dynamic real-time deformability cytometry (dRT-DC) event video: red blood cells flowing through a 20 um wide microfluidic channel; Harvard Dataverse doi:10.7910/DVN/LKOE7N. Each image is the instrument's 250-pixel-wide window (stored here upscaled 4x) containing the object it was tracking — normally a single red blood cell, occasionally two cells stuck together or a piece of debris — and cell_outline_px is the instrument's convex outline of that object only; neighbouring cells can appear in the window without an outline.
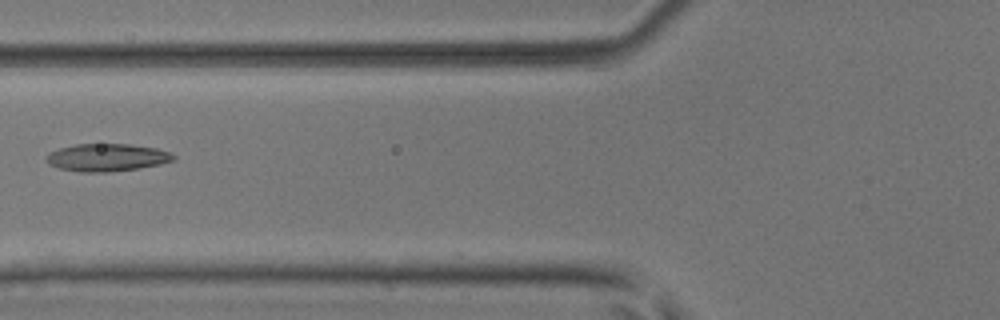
{"species": "common noctule bat (a hibernating species)", "species_latin": "Nyctalus noctula", "temperature_condition": "room temperature", "stored_images_in_passage": 6, "camera_frame_rate_fps": 3000, "um_per_image_px": 0.085, "animal": {"sex": "male", "body_mass_g": 17.9, "forearm_length_mm": 54.2}, "frame": {"image": 1, "passage_image": 5, "time_ms": 1.333, "image_size_px": [1000, 320], "cell_outline_px": [[176, 160], [160, 164], [136, 168], [108, 172], [80, 172], [60, 168], [48, 164], [44, 160], [44, 156], [48, 152], [60, 148], [76, 144], [128, 144], [156, 148], [168, 152], [176, 156]], "centroid_in_image_um": [9.04, 13.38], "position_along_channel_um": 116.8, "area_um2": 20.46}}
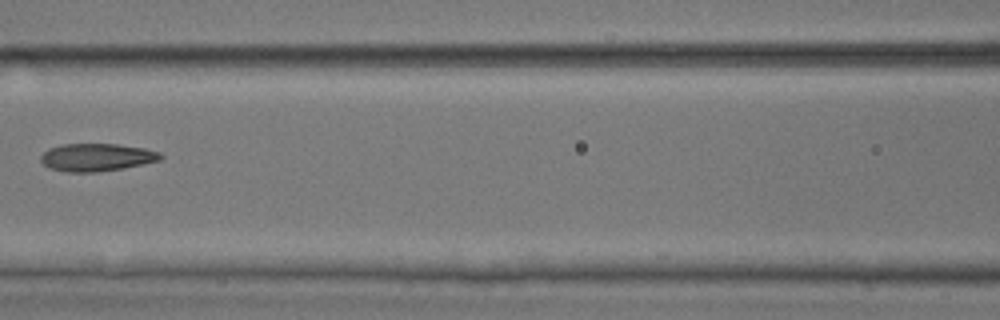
{"frame": {"image": 2, "passage_image": 6, "time_ms": 1.667, "image_size_px": [1000, 320], "cell_outline_px": [[164, 156], [160, 160], [144, 164], [124, 168], [96, 172], [68, 172], [48, 168], [40, 160], [40, 156], [48, 148], [64, 144], [116, 144], [144, 148], [160, 152]], "centroid_in_image_um": [8.22, 13.37], "position_along_channel_um": 158.4, "area_um2": 19.42}}